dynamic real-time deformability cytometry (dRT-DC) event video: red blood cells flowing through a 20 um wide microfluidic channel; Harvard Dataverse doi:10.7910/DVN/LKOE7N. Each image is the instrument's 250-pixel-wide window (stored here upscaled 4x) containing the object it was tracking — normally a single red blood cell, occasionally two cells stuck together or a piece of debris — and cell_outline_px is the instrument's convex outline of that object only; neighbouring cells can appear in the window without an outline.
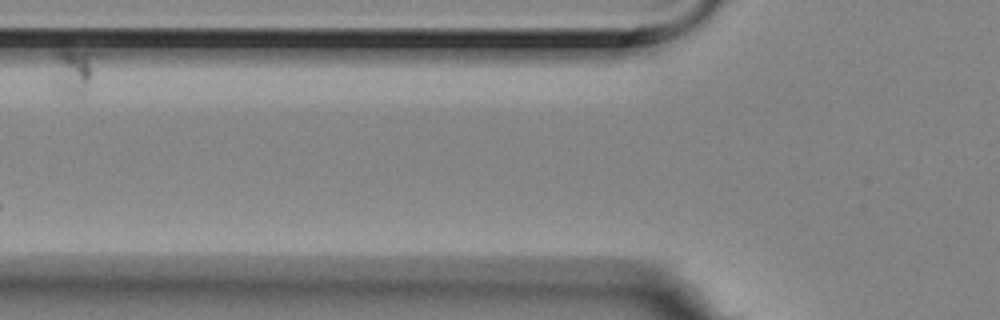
{"species": "Egyptian fruit bat (a non-hibernating species)", "species_latin": "Rousettus aegyptiacus", "temperature_condition": "room temperature", "stored_images_in_passage": 13, "segment_of_instrument_passage": [2, 3], "camera_frame_rate_fps": 3000, "um_per_image_px": 0.085, "animal": {"sex": "female"}, "frame": {"image": 1, "passage_image": 6, "time_ms": 1.667, "image_size_px": [1000, 320], "cell_outline_px": [[100, 52], [84, 92], [80, 96], [76, 96], [64, 92], [60, 88], [56, 56], [56, 52], [60, 48], [68, 48]], "centroid_in_image_um": [6.39, 5.89], "position_along_channel_um": 119.4, "area_um2": 10.87}}
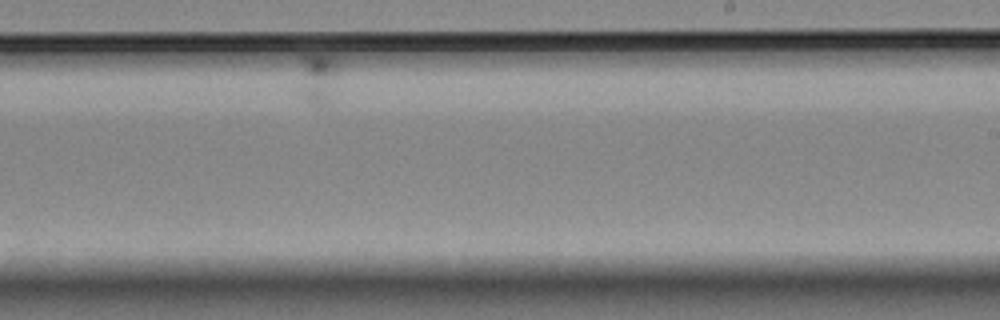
{"frame": {"image": 2, "passage_image": 12, "time_ms": 3.667, "image_size_px": [1000, 320], "cell_outline_px": [[340, 64], [328, 100], [324, 104], [308, 104], [300, 92], [300, 56], [304, 52], [332, 56]], "centroid_in_image_um": [26.97, 6.55], "position_along_channel_um": 262.0, "area_um2": 11.79}}